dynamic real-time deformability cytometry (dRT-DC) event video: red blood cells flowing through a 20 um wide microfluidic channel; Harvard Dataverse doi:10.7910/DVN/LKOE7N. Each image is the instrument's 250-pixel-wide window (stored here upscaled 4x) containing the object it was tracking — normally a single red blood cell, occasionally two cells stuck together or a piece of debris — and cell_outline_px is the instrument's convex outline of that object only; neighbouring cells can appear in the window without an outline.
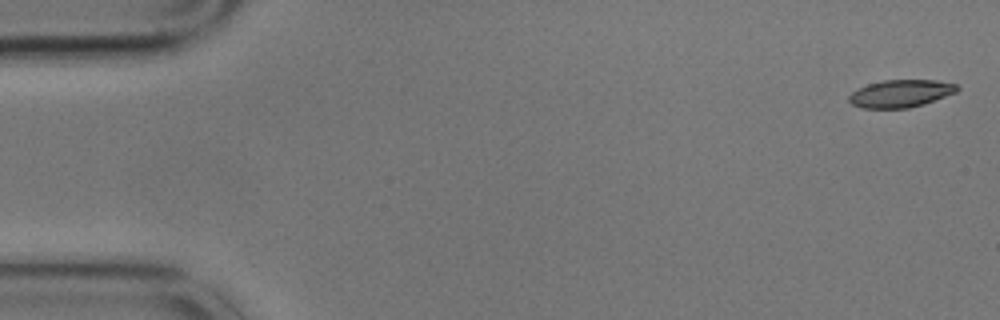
{"species": "common noctule bat (a hibernating species)", "species_latin": "Nyctalus noctula", "temperature_condition": "cold", "stored_images_in_passage": 5, "camera_frame_rate_fps": 3000, "um_per_image_px": 0.085, "animal": {"sex": "male", "body_mass_g": 17.9}, "frame": {"image": 1, "passage_image": 1, "time_ms": 0.0, "image_size_px": [1000, 320], "cell_outline_px": [[960, 88], [956, 92], [924, 104], [908, 108], [860, 108], [852, 104], [848, 100], [848, 96], [852, 92], [868, 84], [884, 80], [936, 80], [956, 84]], "centroid_in_image_um": [76.55, 7.95], "position_along_channel_um": 8.4, "area_um2": 17.28}}
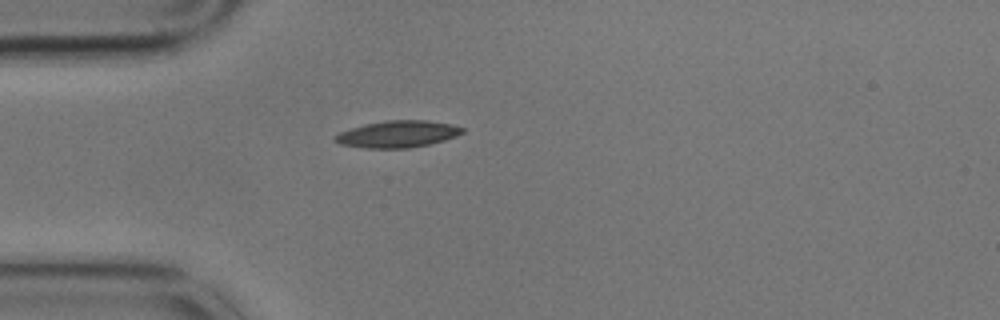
{"frame": {"image": 2, "passage_image": 5, "time_ms": 1.333, "image_size_px": [1000, 320], "cell_outline_px": [[464, 132], [456, 136], [444, 140], [428, 144], [408, 148], [364, 148], [340, 144], [332, 140], [332, 136], [340, 132], [364, 124], [388, 120], [428, 120], [452, 124], [464, 128]], "centroid_in_image_um": [33.78, 11.39], "position_along_channel_um": 51.2, "area_um2": 19.94}}